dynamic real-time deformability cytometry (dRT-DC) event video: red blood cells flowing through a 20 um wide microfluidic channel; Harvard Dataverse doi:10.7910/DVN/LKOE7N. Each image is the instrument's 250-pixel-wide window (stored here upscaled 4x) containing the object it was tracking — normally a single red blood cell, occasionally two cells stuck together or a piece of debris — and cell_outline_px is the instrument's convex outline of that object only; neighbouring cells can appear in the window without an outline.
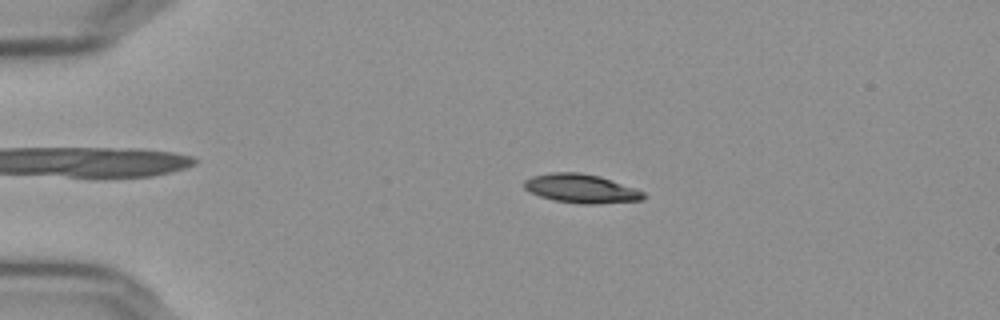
{"species": "Egyptian fruit bat (a non-hibernating species)", "species_latin": "Rousettus aegyptiacus", "temperature_condition": "cold", "stored_images_in_passage": 53, "camera_frame_rate_fps": 3000, "um_per_image_px": 0.085, "frame": {"image": 1, "passage_image": 9, "time_ms": 2.667, "image_size_px": [1000, 320], "cell_outline_px": [[648, 196], [640, 200], [592, 204], [584, 204], [556, 200], [540, 196], [524, 188], [524, 180], [532, 176], [552, 172], [580, 172], [600, 176], [644, 192]], "centroid_in_image_um": [49.39, 16.01], "position_along_channel_um": 35.6, "area_um2": 19.77}}
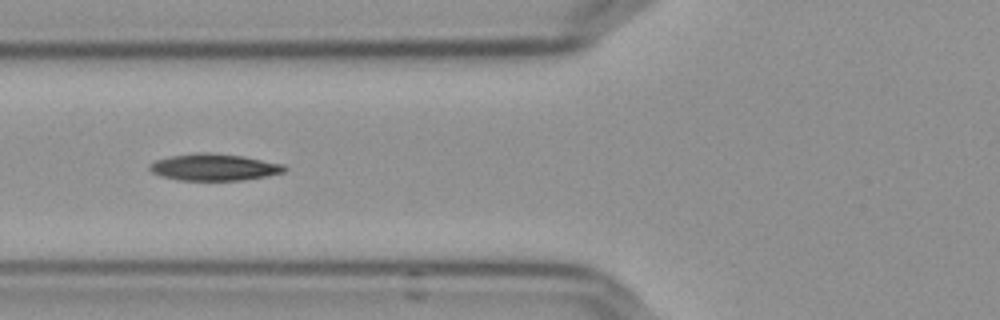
{"frame": {"image": 2, "passage_image": 19, "time_ms": 6.0, "image_size_px": [1000, 320], "cell_outline_px": [[288, 168], [284, 172], [264, 176], [240, 180], [180, 180], [160, 176], [152, 172], [148, 168], [148, 164], [156, 160], [172, 156], [196, 152], [208, 152], [244, 156], [284, 164]], "centroid_in_image_um": [18.18, 14.2], "position_along_channel_um": 107.6, "area_um2": 21.04}}
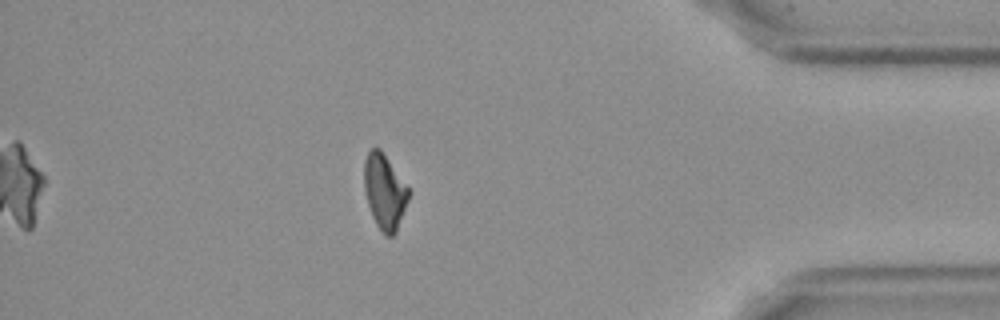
{"frame": {"image": 3, "passage_image": 46, "time_ms": 15.0, "image_size_px": [1000, 320], "cell_outline_px": [[412, 192], [396, 232], [392, 236], [384, 236], [376, 224], [372, 216], [368, 204], [364, 188], [364, 160], [368, 152], [372, 148], [380, 148]], "centroid_in_image_um": [32.7, 16.3], "position_along_channel_um": 402.5, "area_um2": 19.59}, "authors_computed_cell_mechanics": {"area_um2": 20.1722, "velocity_mm_per_s": 3.6463, "shape_relaxation_time_tau1_ms": 3.9538, "shape_relaxation_time_tau2_ms": null, "deformation_change_tau1": 0.1212, "deformation_change_tau2": null}}